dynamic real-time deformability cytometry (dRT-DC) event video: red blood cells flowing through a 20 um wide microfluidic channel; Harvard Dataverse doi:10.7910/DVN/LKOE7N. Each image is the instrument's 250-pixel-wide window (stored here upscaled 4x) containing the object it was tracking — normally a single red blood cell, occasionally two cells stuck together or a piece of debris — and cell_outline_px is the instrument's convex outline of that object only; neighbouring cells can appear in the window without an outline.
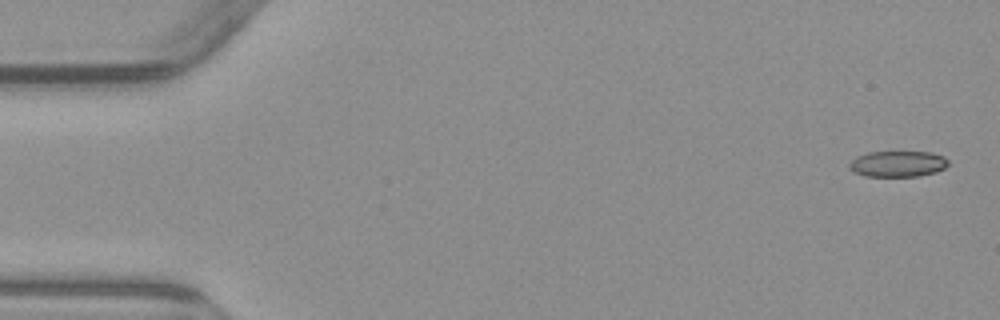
{"species": "common noctule bat (a hibernating species)", "species_latin": "Nyctalus noctula", "temperature_condition": "warm", "stored_images_in_passage": 6, "camera_frame_rate_fps": 3000, "um_per_image_px": 0.085, "animal": {"sex": "male", "body_mass_g": 23.1, "forearm_length_mm": 52.7}, "frame": {"image": 1, "passage_image": 1, "time_ms": 0.0, "image_size_px": [1000, 320], "cell_outline_px": [[948, 164], [944, 168], [936, 172], [920, 176], [864, 176], [852, 172], [848, 168], [848, 164], [856, 156], [868, 152], [932, 152], [944, 156], [948, 160]], "centroid_in_image_um": [76.29, 13.93], "position_along_channel_um": 8.7, "area_um2": 15.14}}
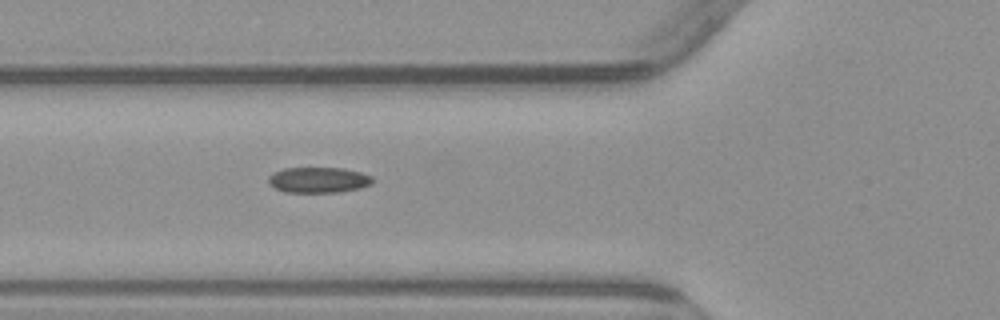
{"frame": {"image": 2, "passage_image": 6, "time_ms": 6.0, "image_size_px": [1000, 320], "cell_outline_px": [[372, 184], [360, 188], [340, 192], [284, 192], [268, 184], [268, 176], [284, 168], [340, 168], [360, 172], [372, 176]], "centroid_in_image_um": [27.06, 15.3], "position_along_channel_um": 98.7, "area_um2": 15.49}}